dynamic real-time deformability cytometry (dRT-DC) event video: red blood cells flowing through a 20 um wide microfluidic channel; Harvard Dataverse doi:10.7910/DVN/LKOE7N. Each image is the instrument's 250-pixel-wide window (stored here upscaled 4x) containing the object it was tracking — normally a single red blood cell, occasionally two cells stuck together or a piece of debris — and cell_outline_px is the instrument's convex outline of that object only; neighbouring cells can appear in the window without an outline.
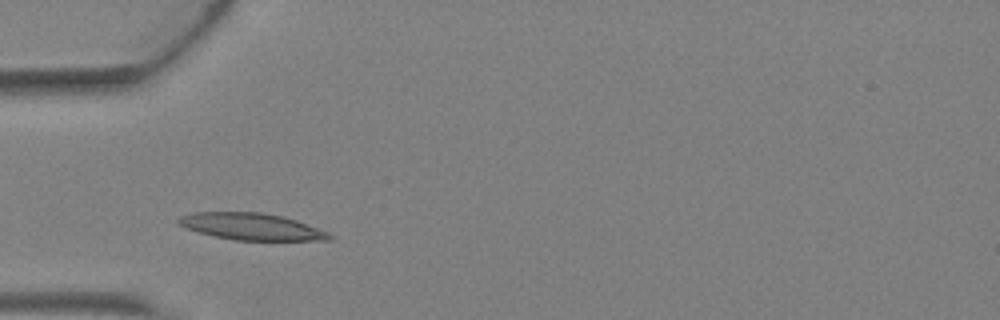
{"species": "Egyptian fruit bat (a non-hibernating species)", "species_latin": "Rousettus aegyptiacus", "temperature_condition": "warm", "stored_images_in_passage": 1, "camera_frame_rate_fps": 3000, "um_per_image_px": 0.085, "animal": {"sex": "female"}, "frame": {"image": 1, "passage_image": 1, "time_ms": 0.0, "image_size_px": [1000, 320], "cell_outline_px": [[336, 236], [332, 240], [236, 240], [216, 236], [200, 232], [188, 228], [180, 224], [176, 220], [180, 216], [196, 212], [260, 212], [280, 216], [296, 220], [328, 232]], "centroid_in_image_um": [21.43, 19.26], "position_along_channel_um": 63.6, "area_um2": 23.24}}